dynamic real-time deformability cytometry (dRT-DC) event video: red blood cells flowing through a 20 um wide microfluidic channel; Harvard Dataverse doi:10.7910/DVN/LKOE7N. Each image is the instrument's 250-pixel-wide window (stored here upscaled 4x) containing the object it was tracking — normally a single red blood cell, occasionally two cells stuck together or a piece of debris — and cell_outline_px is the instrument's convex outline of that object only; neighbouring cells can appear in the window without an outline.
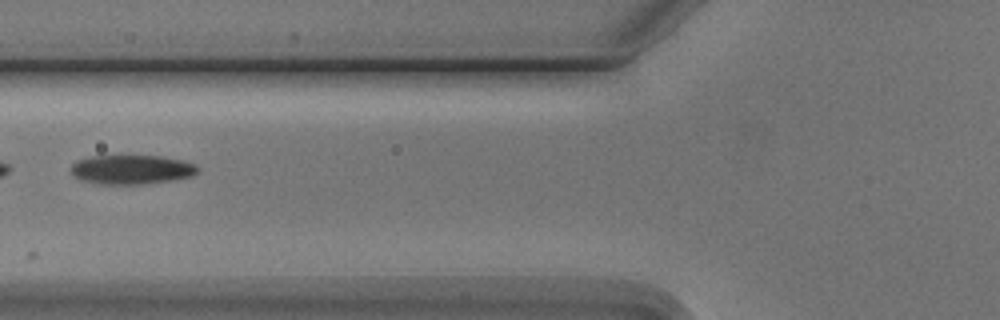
{"species": "Egyptian fruit bat (a non-hibernating species)", "species_latin": "Rousettus aegyptiacus", "temperature_condition": "cold", "stored_images_in_passage": 6, "camera_frame_rate_fps": 3000, "um_per_image_px": 0.085, "animal": {"sex": "male"}, "frame": {"image": 1, "passage_image": 6, "time_ms": 5.667, "image_size_px": [1000, 320], "cell_outline_px": [[200, 168], [192, 176], [172, 180], [140, 184], [104, 184], [84, 180], [76, 176], [72, 172], [72, 164], [76, 160], [92, 156], [160, 156], [180, 160], [196, 164]], "centroid_in_image_um": [11.22, 14.4], "position_along_channel_um": 114.6, "area_um2": 21.27}}